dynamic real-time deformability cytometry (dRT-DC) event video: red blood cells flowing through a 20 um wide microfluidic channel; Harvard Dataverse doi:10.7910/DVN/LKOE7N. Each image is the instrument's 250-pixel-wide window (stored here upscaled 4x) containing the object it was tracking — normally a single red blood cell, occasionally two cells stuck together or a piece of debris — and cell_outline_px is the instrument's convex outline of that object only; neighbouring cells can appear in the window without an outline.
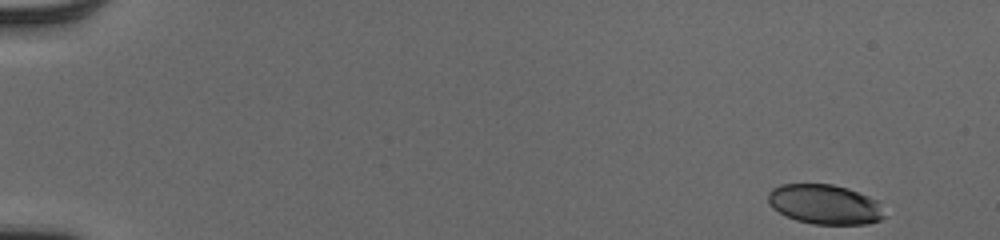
{"species": "human", "species_latin": "Homo sapiens", "temperature_condition": "cold", "stored_images_in_passage": 51, "camera_frame_rate_fps": 3000, "um_per_image_px": 0.085, "donor": {"sex": "male"}, "frame": {"image": 1, "passage_image": 1, "time_ms": 0.0, "image_size_px": [1000, 240], "cell_outline_px": [[884, 216], [880, 220], [868, 224], [812, 224], [796, 220], [784, 216], [772, 208], [768, 200], [768, 192], [772, 188], [780, 184], [832, 184], [848, 188], [868, 196], [876, 200]], "centroid_in_image_um": [70.05, 17.37], "position_along_channel_um": 14.9, "area_um2": 26.93}}
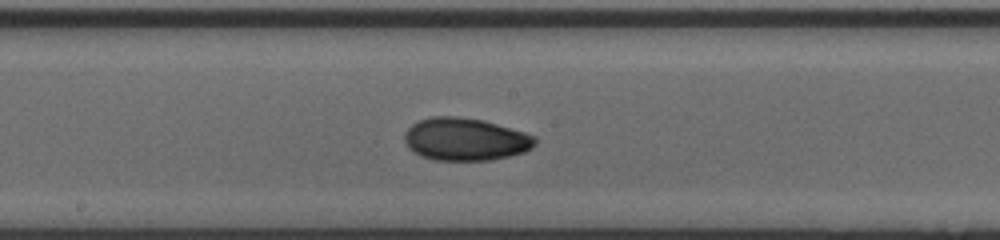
{"frame": {"image": 2, "passage_image": 28, "time_ms": 9.0, "image_size_px": [1000, 240], "cell_outline_px": [[536, 144], [532, 148], [524, 152], [508, 156], [488, 160], [436, 160], [420, 156], [412, 152], [408, 148], [404, 140], [404, 132], [412, 124], [420, 120], [432, 116], [460, 116], [484, 120], [524, 132], [536, 136]], "centroid_in_image_um": [39.53, 11.83], "position_along_channel_um": 208.7, "area_um2": 32.66}}
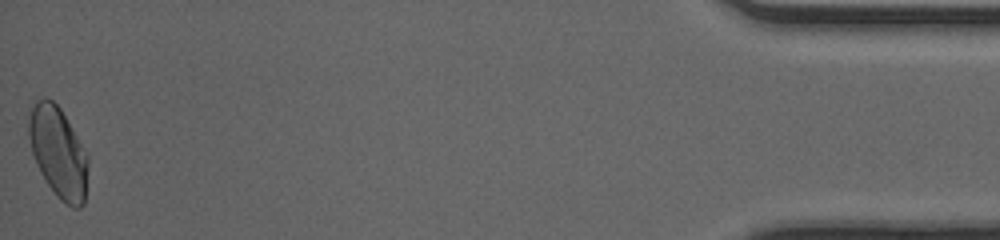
{"frame": {"image": 3, "passage_image": 51, "time_ms": 16.667, "image_size_px": [1000, 240], "cell_outline_px": [[88, 164], [84, 204], [80, 208], [72, 208], [60, 200], [56, 196], [40, 172], [32, 152], [28, 132], [28, 120], [32, 108], [36, 100], [44, 96], [52, 100], [60, 108], [88, 152]], "centroid_in_image_um": [4.97, 12.95], "position_along_channel_um": 430.2, "area_um2": 31.5}, "authors_computed_cell_mechanics": {"area_um2": 30.4028, "velocity_mm_per_s": 3.9833, "shape_relaxation_time_tau1_ms": 9.2202, "shape_relaxation_time_tau2_ms": 2.2176, "deformation_change_tau1": 0.1998, "deformation_change_tau2": 0.0569}}